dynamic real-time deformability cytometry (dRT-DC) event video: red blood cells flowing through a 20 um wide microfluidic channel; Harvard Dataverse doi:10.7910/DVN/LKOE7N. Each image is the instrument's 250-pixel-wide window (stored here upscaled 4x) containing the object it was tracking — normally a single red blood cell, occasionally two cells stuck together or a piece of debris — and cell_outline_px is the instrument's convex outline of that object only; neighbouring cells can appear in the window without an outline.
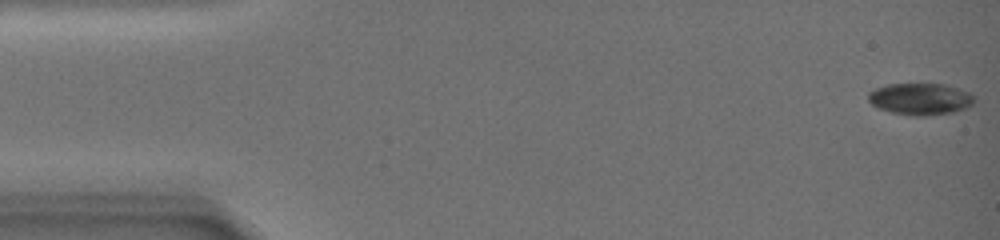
{"species": "common noctule bat (a hibernating species)", "species_latin": "Nyctalus noctula", "temperature_condition": "warm", "stored_images_in_passage": 64, "camera_frame_rate_fps": 3000, "um_per_image_px": 0.085, "animal": {"sex": "female", "body_mass_g": 19.0, "forearm_length_mm": 51.5}, "frame": {"image": 1, "passage_image": 1, "time_ms": 0.0, "image_size_px": [1000, 240], "cell_outline_px": [[976, 96], [972, 104], [968, 108], [952, 112], [924, 116], [916, 116], [892, 112], [876, 108], [868, 100], [868, 92], [876, 88], [888, 84], [944, 84], [968, 92]], "centroid_in_image_um": [78.22, 8.41], "position_along_channel_um": 6.8, "area_um2": 19.59}}
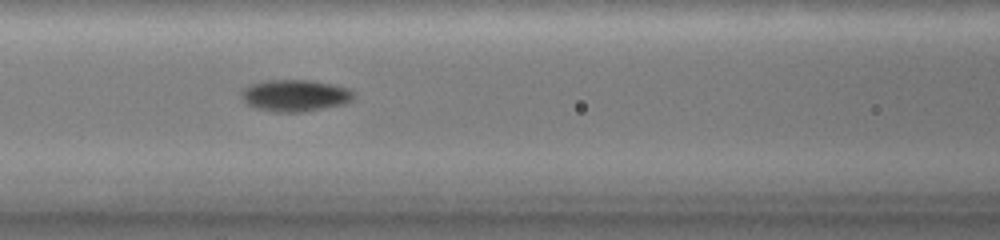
{"frame": {"image": 2, "passage_image": 26, "time_ms": 9.0, "image_size_px": [1000, 240], "cell_outline_px": [[356, 92], [352, 100], [344, 104], [300, 112], [276, 112], [256, 108], [248, 104], [240, 96], [240, 92], [248, 84], [268, 80], [312, 80], [332, 84], [348, 88]], "centroid_in_image_um": [25.08, 8.11], "position_along_channel_um": 141.5, "area_um2": 20.87}}
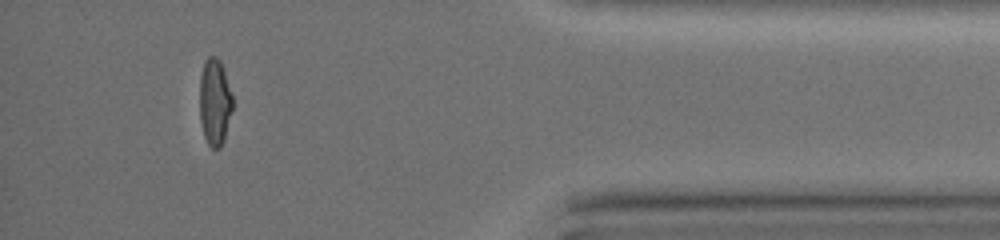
{"frame": {"image": 3, "passage_image": 57, "time_ms": 19.0, "image_size_px": [1000, 240], "cell_outline_px": [[232, 112], [224, 140], [220, 148], [212, 148], [208, 144], [204, 136], [200, 120], [200, 76], [204, 60], [208, 56], [216, 56], [220, 60], [232, 96]], "centroid_in_image_um": [18.24, 8.67], "position_along_channel_um": 417.0, "area_um2": 16.65}, "authors_computed_cell_mechanics": {"area_um2": 18.6694, "velocity_mm_per_s": 3.0623, "shape_relaxation_time_tau1_ms": null, "shape_relaxation_time_tau2_ms": 1.5893, "deformation_change_tau1": null, "deformation_change_tau2": 0.0354}}